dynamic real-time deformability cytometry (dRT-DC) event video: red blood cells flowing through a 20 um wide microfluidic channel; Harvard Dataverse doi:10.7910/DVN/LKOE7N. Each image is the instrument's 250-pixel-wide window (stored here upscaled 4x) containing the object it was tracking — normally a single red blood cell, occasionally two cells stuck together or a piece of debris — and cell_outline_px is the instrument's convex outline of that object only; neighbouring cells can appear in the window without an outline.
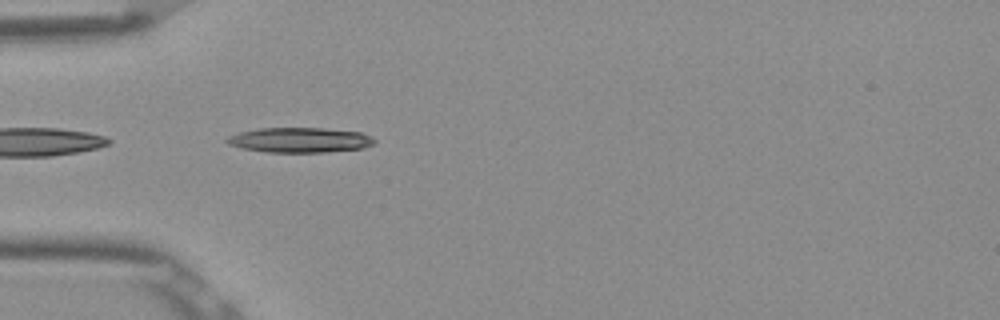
{"species": "Egyptian fruit bat (a non-hibernating species)", "species_latin": "Rousettus aegyptiacus", "temperature_condition": "room temperature", "stored_images_in_passage": 37, "camera_frame_rate_fps": 3000, "um_per_image_px": 0.085, "frame": {"image": 1, "passage_image": 1, "time_ms": 0.0, "image_size_px": [1000, 320], "cell_outline_px": [[376, 144], [364, 148], [324, 152], [268, 152], [240, 148], [228, 144], [224, 140], [228, 136], [240, 132], [260, 128], [324, 128], [360, 132], [372, 136], [376, 140]], "centroid_in_image_um": [25.5, 11.9], "position_along_channel_um": 59.5, "area_um2": 21.62}}
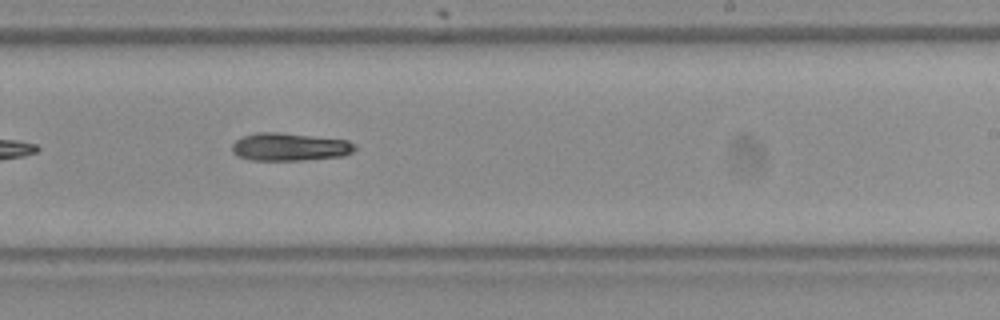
{"frame": {"image": 2, "passage_image": 17, "time_ms": 5.333, "image_size_px": [1000, 320], "cell_outline_px": [[356, 148], [352, 152], [344, 156], [304, 160], [248, 160], [236, 156], [232, 152], [232, 144], [240, 136], [256, 132], [276, 132], [348, 140], [356, 144]], "centroid_in_image_um": [24.59, 12.49], "position_along_channel_um": 264.4, "area_um2": 20.17}}
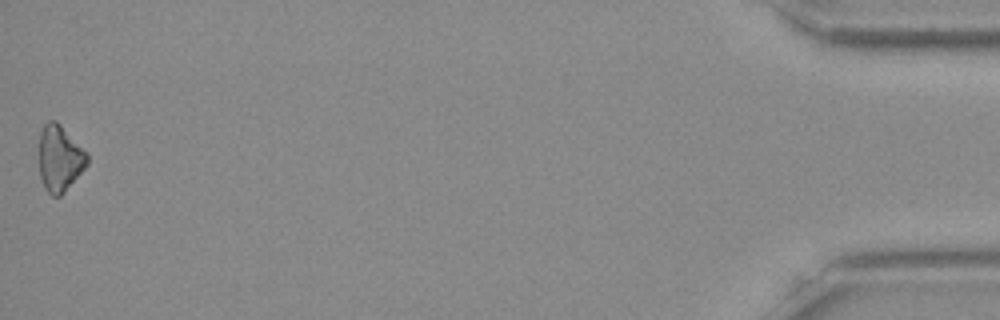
{"frame": {"image": 3, "passage_image": 37, "time_ms": 12.0, "image_size_px": [1000, 320], "cell_outline_px": [[88, 164], [64, 192], [60, 196], [52, 196], [44, 188], [40, 176], [40, 132], [44, 124], [48, 120], [56, 120], [88, 152]], "centroid_in_image_um": [5.09, 13.45], "position_along_channel_um": 430.1, "area_um2": 18.55}, "authors_computed_cell_mechanics": {"area_um2": 19.8832, "velocity_mm_per_s": 3.9016, "shape_relaxation_time_tau1_ms": 4.8455, "shape_relaxation_time_tau2_ms": null, "deformation_change_tau1": 0.1426, "deformation_change_tau2": null}}